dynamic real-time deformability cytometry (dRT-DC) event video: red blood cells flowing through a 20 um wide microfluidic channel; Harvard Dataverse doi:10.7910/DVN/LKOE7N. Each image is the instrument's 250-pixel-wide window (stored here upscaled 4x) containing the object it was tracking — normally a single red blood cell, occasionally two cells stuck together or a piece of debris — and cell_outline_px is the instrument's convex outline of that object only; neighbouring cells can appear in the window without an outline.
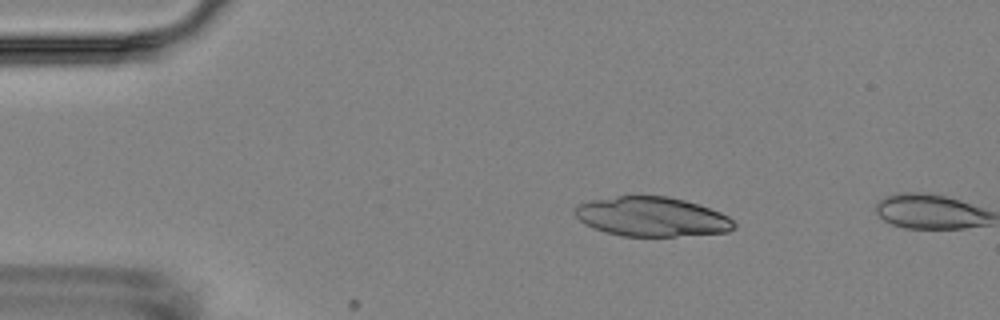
{"species": "Egyptian fruit bat (a non-hibernating species)", "species_latin": "Rousettus aegyptiacus", "temperature_condition": "room temperature", "stored_images_in_passage": 8, "camera_frame_rate_fps": 3000, "um_per_image_px": 0.085, "animal": {"sex": "female"}, "frame": {"image": 1, "passage_image": 3, "time_ms": 2.0, "image_size_px": [1000, 320], "cell_outline_px": [[736, 228], [728, 232], [676, 236], [620, 236], [604, 232], [584, 224], [572, 212], [576, 204], [592, 200], [616, 196], [668, 196], [684, 200], [720, 212], [728, 216], [736, 224]], "centroid_in_image_um": [55.37, 18.43], "position_along_channel_um": 29.6, "area_um2": 36.7}}